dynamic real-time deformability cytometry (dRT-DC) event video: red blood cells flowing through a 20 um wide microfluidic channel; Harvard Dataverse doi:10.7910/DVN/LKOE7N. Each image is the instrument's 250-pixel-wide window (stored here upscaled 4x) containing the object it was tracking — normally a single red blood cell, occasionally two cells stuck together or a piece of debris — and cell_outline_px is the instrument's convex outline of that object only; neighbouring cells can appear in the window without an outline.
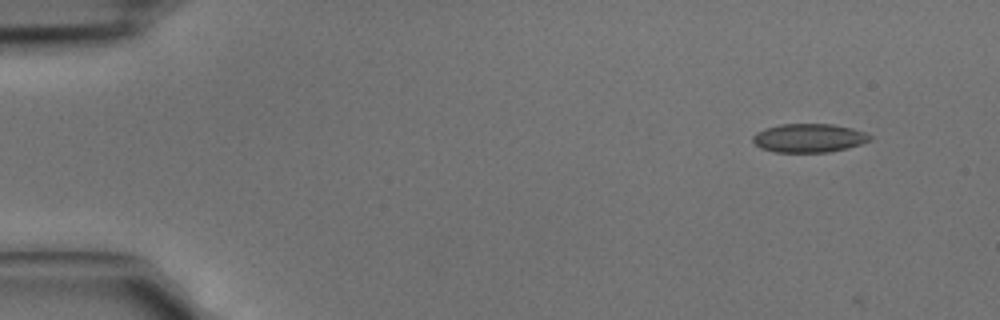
{"species": "common noctule bat (a hibernating species)", "species_latin": "Nyctalus noctula", "temperature_condition": "cold", "stored_images_in_passage": 3, "camera_frame_rate_fps": 3000, "um_per_image_px": 0.085, "animal": {"sex": "male", "body_mass_g": 15.6}, "frame": {"image": 1, "passage_image": 3, "time_ms": 0.667, "image_size_px": [1000, 320], "cell_outline_px": [[872, 140], [848, 148], [828, 152], [776, 152], [760, 148], [752, 140], [752, 136], [756, 132], [764, 128], [780, 124], [832, 124], [852, 128], [864, 132], [872, 136]], "centroid_in_image_um": [68.75, 11.73], "position_along_channel_um": 16.2, "area_um2": 19.65}}